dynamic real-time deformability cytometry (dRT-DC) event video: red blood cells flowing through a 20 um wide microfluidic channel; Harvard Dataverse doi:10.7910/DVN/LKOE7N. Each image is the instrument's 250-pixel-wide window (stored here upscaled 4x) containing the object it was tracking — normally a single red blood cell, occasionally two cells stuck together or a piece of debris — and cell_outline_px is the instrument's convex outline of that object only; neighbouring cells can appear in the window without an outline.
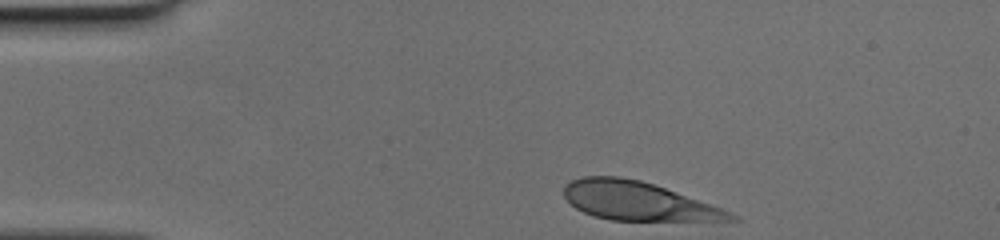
{"species": "human", "species_latin": "Homo sapiens", "temperature_condition": "cold", "stored_images_in_passage": 32, "camera_frame_rate_fps": 3000, "um_per_image_px": 0.085, "donor": {"sex": "female"}, "frame": {"image": 1, "passage_image": 1, "time_ms": 0.0, "image_size_px": [1000, 240], "cell_outline_px": [[740, 220], [612, 220], [592, 216], [576, 208], [564, 196], [564, 184], [572, 180], [584, 176], [620, 176], [640, 180], [664, 188], [720, 208], [740, 216]], "centroid_in_image_um": [54.16, 17.08], "position_along_channel_um": 30.8, "area_um2": 36.88}}
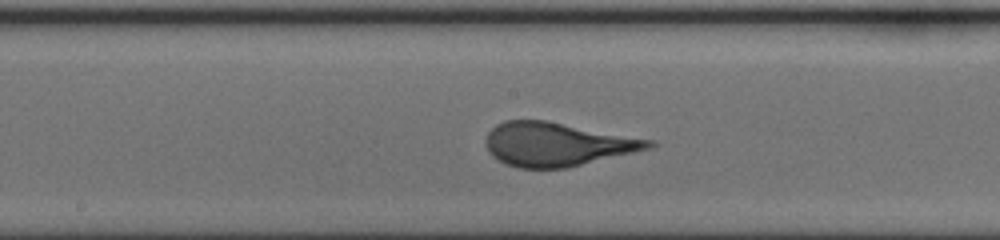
{"frame": {"image": 2, "passage_image": 18, "time_ms": 5.667, "image_size_px": [1000, 240], "cell_outline_px": [[660, 144], [652, 148], [564, 168], [516, 168], [492, 156], [484, 140], [488, 132], [496, 124], [504, 120], [544, 120], [656, 140]], "centroid_in_image_um": [47.38, 12.25], "position_along_channel_um": 200.8, "area_um2": 41.44}}
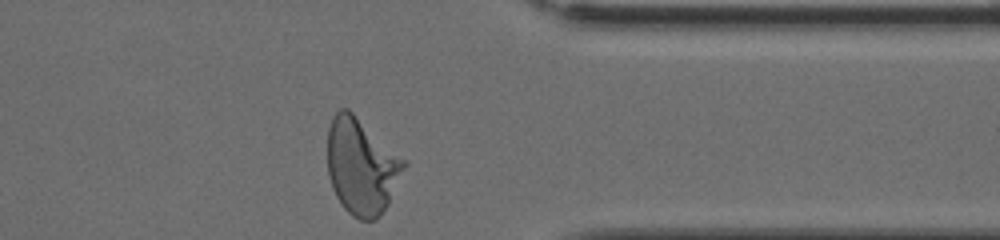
{"frame": {"image": 3, "passage_image": 32, "time_ms": 10.333, "image_size_px": [1000, 240], "cell_outline_px": [[408, 164], [388, 204], [380, 216], [376, 220], [360, 220], [352, 216], [344, 208], [336, 196], [332, 188], [328, 176], [328, 128], [332, 116], [340, 108], [348, 108], [408, 160]], "centroid_in_image_um": [30.76, 14.12], "position_along_channel_um": 380.6, "area_um2": 43.47}}